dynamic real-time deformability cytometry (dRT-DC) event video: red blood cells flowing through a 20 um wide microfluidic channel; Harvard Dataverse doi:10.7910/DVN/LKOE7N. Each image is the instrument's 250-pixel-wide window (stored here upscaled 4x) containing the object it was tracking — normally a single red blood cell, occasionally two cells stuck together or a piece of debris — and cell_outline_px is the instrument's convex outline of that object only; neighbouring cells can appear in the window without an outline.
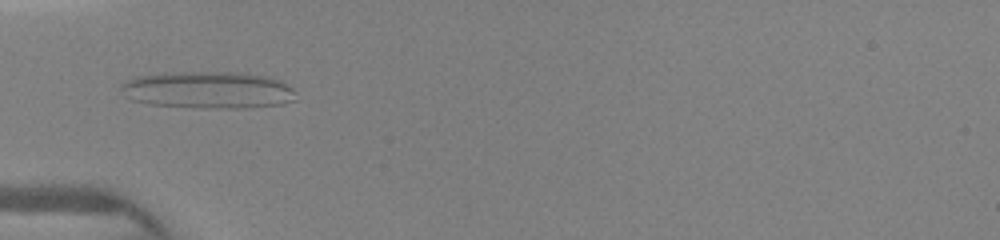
{"species": "human", "species_latin": "Homo sapiens", "temperature_condition": "warm", "stored_images_in_passage": 11, "camera_frame_rate_fps": 3000, "um_per_image_px": 0.085, "donor": {"sex": "female"}, "frame": {"image": 1, "passage_image": 8, "time_ms": 4.667, "image_size_px": [1000, 240], "cell_outline_px": [[296, 100], [284, 104], [244, 108], [204, 108], [148, 104], [132, 100], [124, 96], [120, 88], [120, 84], [124, 80], [136, 76], [176, 72], [244, 72], [268, 76], [280, 80], [292, 88], [296, 92]], "centroid_in_image_um": [17.7, 7.65], "position_along_channel_um": 67.3, "area_um2": 38.32}}
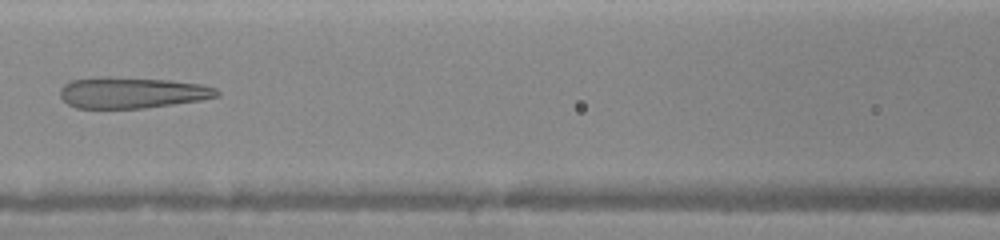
{"frame": {"image": 2, "passage_image": 10, "time_ms": 6.667, "image_size_px": [1000, 240], "cell_outline_px": [[220, 96], [200, 100], [144, 108], [76, 108], [68, 104], [60, 96], [60, 88], [64, 84], [72, 80], [104, 76], [172, 80], [200, 84], [216, 88], [220, 92]], "centroid_in_image_um": [11.22, 7.87], "position_along_channel_um": 155.4, "area_um2": 28.5}}
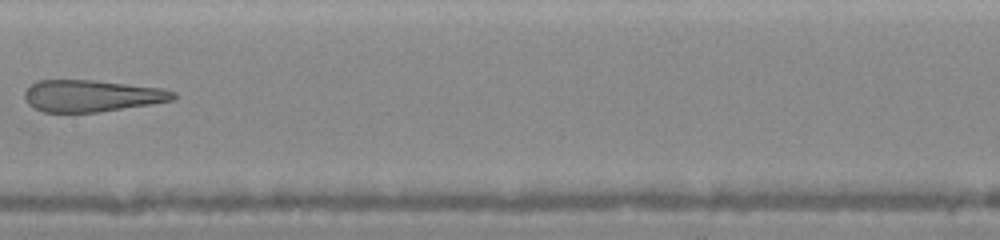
{"frame": {"image": 3, "passage_image": 11, "time_ms": 7.667, "image_size_px": [1000, 240], "cell_outline_px": [[176, 100], [100, 112], [44, 112], [28, 104], [24, 96], [24, 92], [36, 80], [92, 80], [164, 88], [176, 92]], "centroid_in_image_um": [7.83, 8.14], "position_along_channel_um": 199.6, "area_um2": 27.57}}